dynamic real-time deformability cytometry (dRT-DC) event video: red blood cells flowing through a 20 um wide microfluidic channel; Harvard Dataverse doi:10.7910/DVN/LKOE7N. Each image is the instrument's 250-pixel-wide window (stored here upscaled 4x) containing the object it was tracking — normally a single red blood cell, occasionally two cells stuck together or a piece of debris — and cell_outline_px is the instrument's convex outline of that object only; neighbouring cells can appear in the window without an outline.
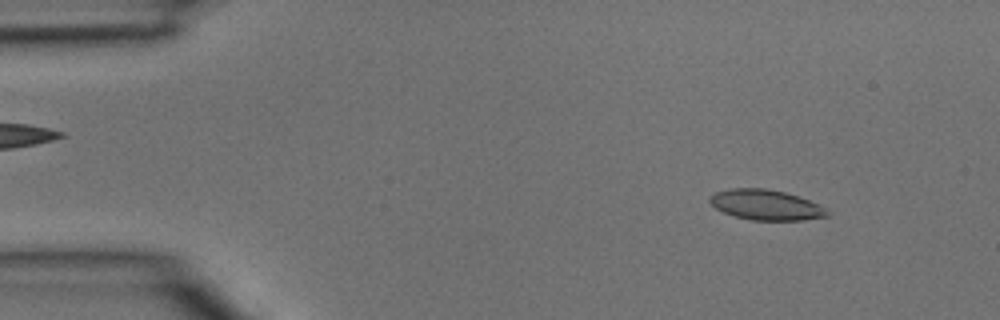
{"species": "common noctule bat (a hibernating species)", "species_latin": "Nyctalus noctula", "temperature_condition": "room temperature", "stored_images_in_passage": 40, "camera_frame_rate_fps": 3000, "um_per_image_px": 0.085, "animal": {"sex": "male", "body_mass_g": 15.6}, "frame": {"image": 1, "passage_image": 4, "time_ms": 1.0, "image_size_px": [1000, 320], "cell_outline_px": [[832, 212], [828, 216], [804, 220], [752, 220], [736, 216], [724, 212], [716, 208], [708, 200], [716, 192], [728, 188], [764, 188], [784, 192], [808, 200]], "centroid_in_image_um": [65.11, 17.42], "position_along_channel_um": 19.9, "area_um2": 20.46}}
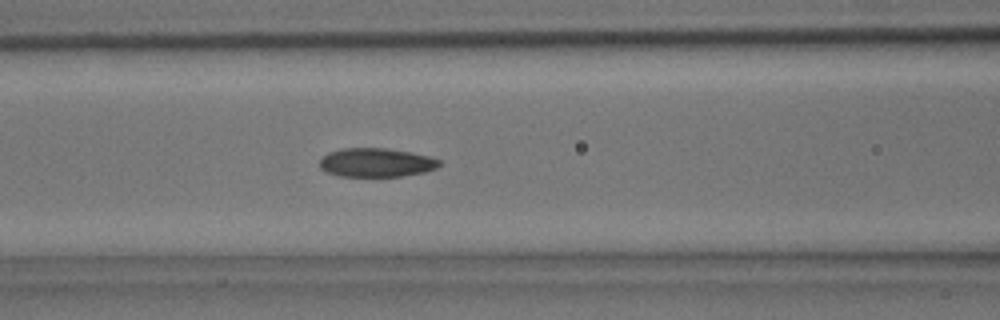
{"frame": {"image": 2, "passage_image": 16, "time_ms": 5.0, "image_size_px": [1000, 320], "cell_outline_px": [[444, 164], [436, 168], [424, 172], [404, 176], [340, 176], [328, 172], [320, 168], [320, 156], [328, 152], [340, 148], [384, 148], [412, 152], [428, 156], [440, 160]], "centroid_in_image_um": [31.98, 13.81], "position_along_channel_um": 134.6, "area_um2": 20.29}}
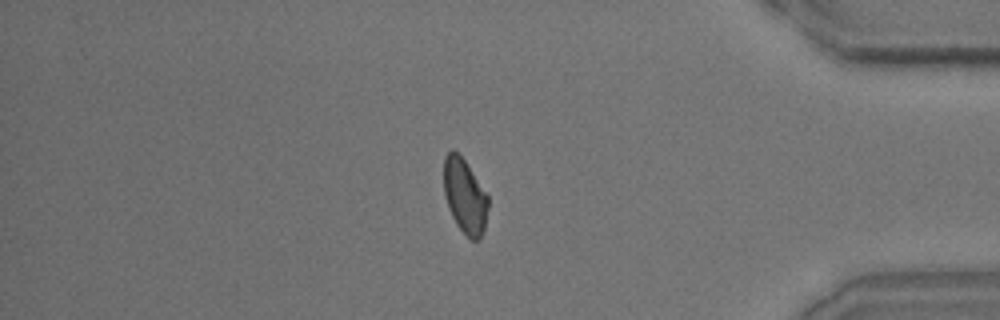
{"frame": {"image": 3, "passage_image": 34, "time_ms": 11.0, "image_size_px": [1000, 320], "cell_outline_px": [[488, 208], [484, 228], [480, 240], [472, 240], [456, 224], [448, 208], [444, 196], [444, 156], [452, 148], [464, 160], [488, 196]], "centroid_in_image_um": [39.49, 16.67], "position_along_channel_um": 395.7, "area_um2": 19.07}}